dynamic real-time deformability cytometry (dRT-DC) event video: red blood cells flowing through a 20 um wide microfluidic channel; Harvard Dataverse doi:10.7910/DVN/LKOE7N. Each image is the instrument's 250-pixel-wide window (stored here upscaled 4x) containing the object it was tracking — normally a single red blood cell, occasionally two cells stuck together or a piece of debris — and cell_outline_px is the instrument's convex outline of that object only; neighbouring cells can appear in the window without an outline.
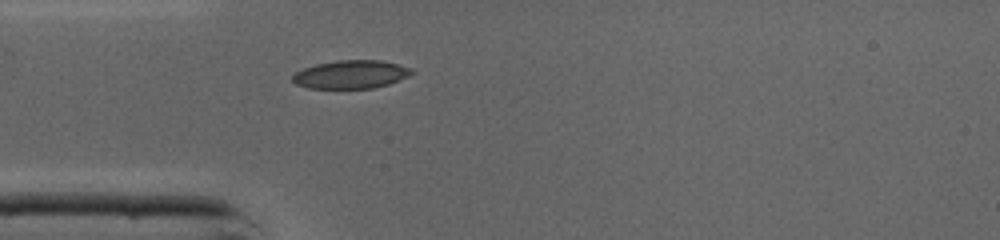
{"species": "common noctule bat (a hibernating species)", "species_latin": "Nyctalus noctula", "temperature_condition": "cold", "stored_images_in_passage": 34, "camera_frame_rate_fps": 3000, "um_per_image_px": 0.085, "animal": {"sex": "male", "body_mass_g": 19.0, "forearm_length_mm": 50.8}, "frame": {"image": 1, "passage_image": 1, "time_ms": 0.0, "image_size_px": [1000, 240], "cell_outline_px": [[416, 72], [408, 76], [388, 84], [372, 88], [308, 88], [296, 84], [292, 80], [292, 76], [296, 72], [304, 68], [316, 64], [336, 60], [380, 60], [412, 68]], "centroid_in_image_um": [29.83, 6.32], "position_along_channel_um": 55.2, "area_um2": 19.54}}
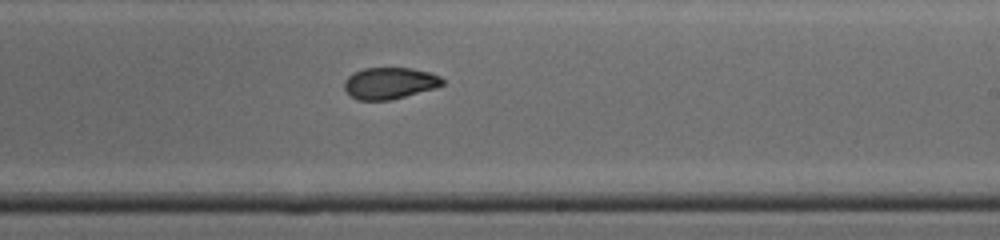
{"frame": {"image": 2, "passage_image": 15, "time_ms": 4.667, "image_size_px": [1000, 240], "cell_outline_px": [[444, 84], [436, 88], [392, 100], [356, 100], [344, 88], [344, 84], [348, 76], [364, 68], [412, 68], [428, 72], [440, 76], [444, 80]], "centroid_in_image_um": [33.15, 7.08], "position_along_channel_um": 255.8, "area_um2": 18.03}}
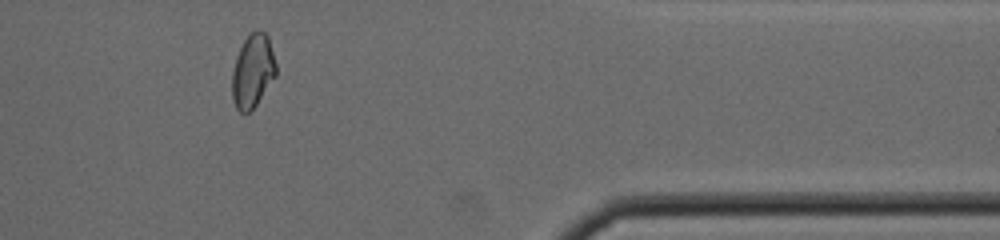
{"frame": {"image": 3, "passage_image": 26, "time_ms": 8.333, "image_size_px": [1000, 240], "cell_outline_px": [[276, 76], [256, 104], [248, 112], [240, 112], [236, 108], [232, 100], [232, 72], [236, 56], [244, 40], [256, 28], [260, 28], [268, 36], [276, 64]], "centroid_in_image_um": [21.48, 6.01], "position_along_channel_um": 389.9, "area_um2": 18.79}, "authors_computed_cell_mechanics": {"area_um2": 18.7272, "velocity_mm_per_s": 4.37, "shape_relaxation_time_tau1_ms": null, "shape_relaxation_time_tau2_ms": 1.6132, "deformation_change_tau1": null, "deformation_change_tau2": 0.042}}